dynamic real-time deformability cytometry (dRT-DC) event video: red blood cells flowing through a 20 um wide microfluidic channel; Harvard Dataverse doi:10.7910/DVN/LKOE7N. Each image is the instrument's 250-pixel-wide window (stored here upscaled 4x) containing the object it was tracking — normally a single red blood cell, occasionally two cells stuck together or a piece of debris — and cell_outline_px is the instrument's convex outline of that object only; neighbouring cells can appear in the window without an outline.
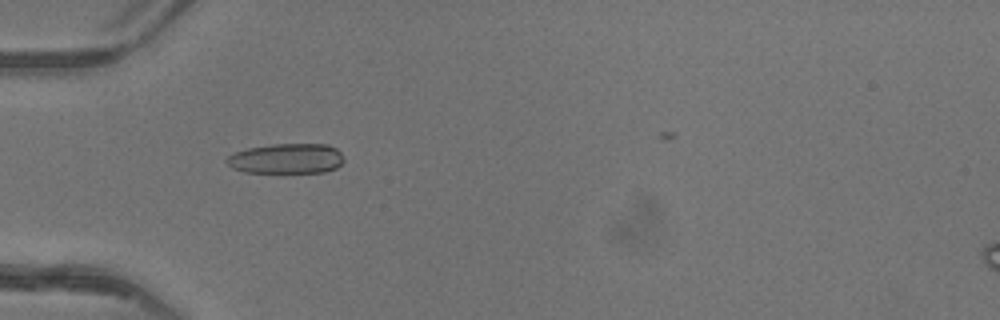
{"species": "common noctule bat (a hibernating species)", "species_latin": "Nyctalus noctula", "temperature_condition": "warm", "stored_images_in_passage": 38, "camera_frame_rate_fps": 3000, "um_per_image_px": 0.085, "animal": {"sex": "female"}, "frame": {"image": 1, "passage_image": 7, "time_ms": 2.0, "image_size_px": [1000, 320], "cell_outline_px": [[344, 160], [336, 168], [324, 172], [244, 172], [232, 168], [224, 160], [228, 156], [236, 152], [248, 148], [272, 144], [328, 144], [336, 148], [344, 156]], "centroid_in_image_um": [24.36, 13.47], "position_along_channel_um": 60.6, "area_um2": 20.58}}
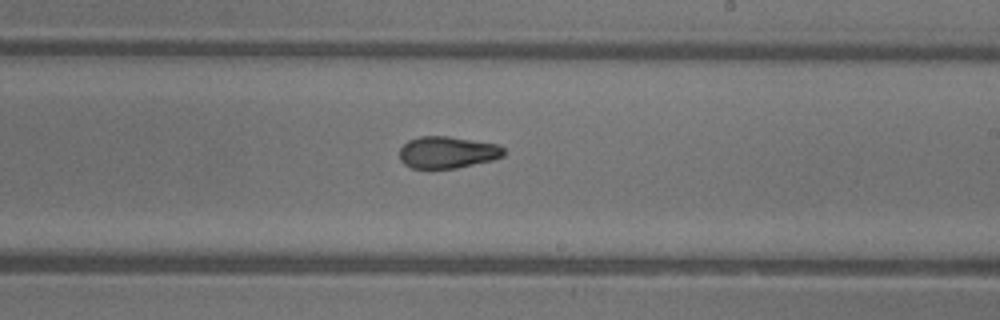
{"frame": {"image": 2, "passage_image": 21, "time_ms": 6.667, "image_size_px": [1000, 320], "cell_outline_px": [[508, 152], [504, 156], [492, 160], [456, 168], [412, 168], [404, 164], [400, 160], [400, 148], [408, 140], [420, 136], [448, 136], [500, 144]], "centroid_in_image_um": [38.07, 12.94], "position_along_channel_um": 250.9, "area_um2": 19.54}}
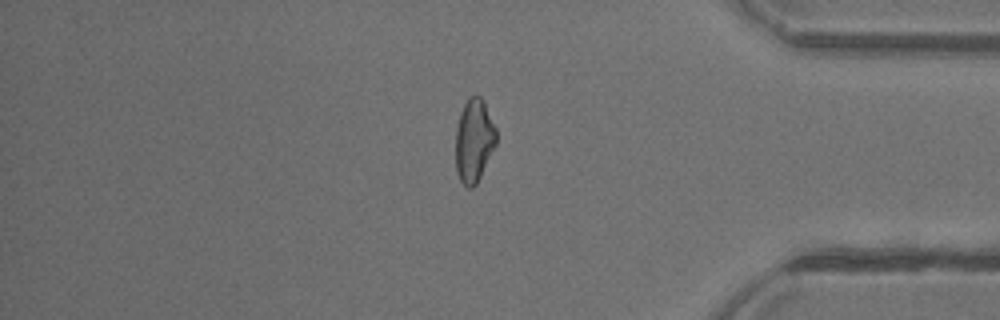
{"frame": {"image": 3, "passage_image": 33, "time_ms": 10.667, "image_size_px": [1000, 320], "cell_outline_px": [[496, 144], [476, 184], [472, 188], [468, 188], [460, 180], [456, 172], [456, 128], [460, 112], [464, 104], [472, 96], [480, 96], [484, 100], [496, 128]], "centroid_in_image_um": [40.29, 11.94], "position_along_channel_um": 394.9, "area_um2": 19.59}}